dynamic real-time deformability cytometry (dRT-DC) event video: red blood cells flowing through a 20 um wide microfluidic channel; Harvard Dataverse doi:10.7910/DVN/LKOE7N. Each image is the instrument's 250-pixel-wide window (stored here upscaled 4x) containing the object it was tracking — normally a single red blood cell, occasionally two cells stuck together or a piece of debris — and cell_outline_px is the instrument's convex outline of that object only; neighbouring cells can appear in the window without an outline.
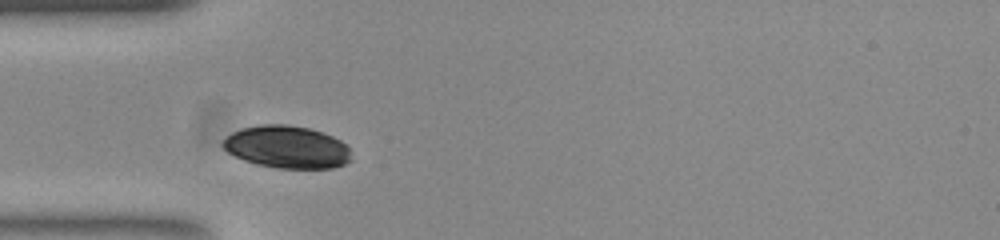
{"species": "common noctule bat (a hibernating species)", "species_latin": "Nyctalus noctula", "temperature_condition": "room temperature", "stored_images_in_passage": 32, "camera_frame_rate_fps": 3000, "um_per_image_px": 0.085, "animal": {"sex": "female", "body_mass_g": 23.0, "forearm_length_mm": 53.4}, "frame": {"image": 1, "passage_image": 5, "time_ms": 1.333, "image_size_px": [1000, 240], "cell_outline_px": [[352, 160], [344, 164], [332, 168], [276, 168], [256, 164], [244, 160], [228, 152], [220, 144], [232, 132], [244, 128], [260, 124], [288, 124], [308, 128], [324, 132], [340, 140], [348, 148]], "centroid_in_image_um": [24.39, 12.49], "position_along_channel_um": 60.6, "area_um2": 31.73}, "authors_computed_cell_mechanics": {"area_um2": 20.6924, "velocity_mm_per_s": 3.6775, "shape_relaxation_time_tau1_ms": 2.4914, "shape_relaxation_time_tau2_ms": null, "deformation_change_tau1": 0.031, "deformation_change_tau2": null}}